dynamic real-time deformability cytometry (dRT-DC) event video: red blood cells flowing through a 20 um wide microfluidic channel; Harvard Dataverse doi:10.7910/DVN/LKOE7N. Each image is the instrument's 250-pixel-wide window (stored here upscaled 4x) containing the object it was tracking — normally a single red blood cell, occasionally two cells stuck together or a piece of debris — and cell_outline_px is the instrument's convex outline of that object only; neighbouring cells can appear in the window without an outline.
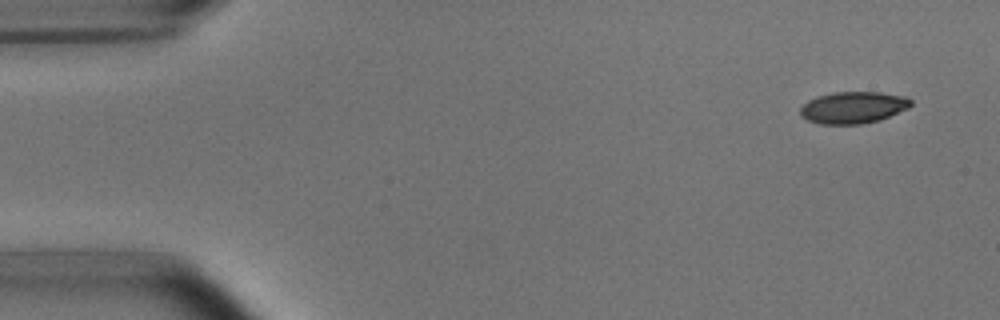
{"species": "common noctule bat (a hibernating species)", "species_latin": "Nyctalus noctula", "temperature_condition": "room temperature", "stored_images_in_passage": 5, "camera_frame_rate_fps": 3000, "um_per_image_px": 0.085, "animal": {"sex": "male", "body_mass_g": 15.6}, "frame": {"image": 1, "passage_image": 1, "time_ms": 0.0, "image_size_px": [1000, 320], "cell_outline_px": [[912, 104], [908, 108], [880, 120], [860, 124], [820, 124], [808, 120], [800, 116], [800, 108], [808, 100], [820, 96], [836, 92], [880, 92], [904, 96], [912, 100]], "centroid_in_image_um": [72.53, 9.14], "position_along_channel_um": 12.5, "area_um2": 20.4}}
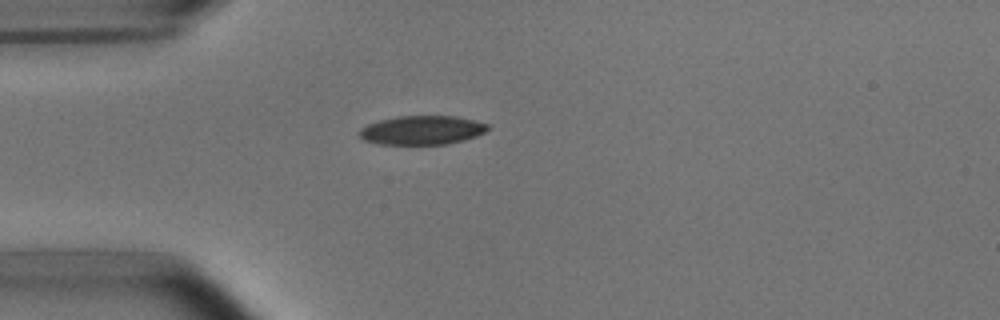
{"frame": {"image": 2, "passage_image": 4, "time_ms": 3.667, "image_size_px": [1000, 320], "cell_outline_px": [[488, 128], [484, 132], [476, 136], [464, 140], [448, 144], [376, 144], [364, 140], [360, 136], [360, 128], [368, 124], [380, 120], [400, 116], [456, 116], [488, 124]], "centroid_in_image_um": [35.86, 11.07], "position_along_channel_um": 49.1, "area_um2": 21.5}}